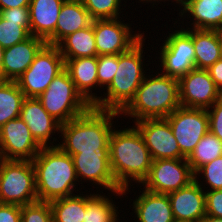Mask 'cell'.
I'll return each mask as SVG.
<instances>
[{
  "mask_svg": "<svg viewBox=\"0 0 222 222\" xmlns=\"http://www.w3.org/2000/svg\"><path fill=\"white\" fill-rule=\"evenodd\" d=\"M124 127L115 126L111 132L109 161L116 183L123 189V194L128 195L131 186L137 184L139 187L147 177L152 158L139 130L134 125Z\"/></svg>",
  "mask_w": 222,
  "mask_h": 222,
  "instance_id": "6da1fadb",
  "label": "cell"
},
{
  "mask_svg": "<svg viewBox=\"0 0 222 222\" xmlns=\"http://www.w3.org/2000/svg\"><path fill=\"white\" fill-rule=\"evenodd\" d=\"M119 118L120 112L91 106L82 115L61 124L58 147L71 156L109 148V138Z\"/></svg>",
  "mask_w": 222,
  "mask_h": 222,
  "instance_id": "7a4b0ae2",
  "label": "cell"
},
{
  "mask_svg": "<svg viewBox=\"0 0 222 222\" xmlns=\"http://www.w3.org/2000/svg\"><path fill=\"white\" fill-rule=\"evenodd\" d=\"M150 73H152L150 75ZM149 71L136 91L134 98L120 112L129 122L143 119L166 118L179 108V79ZM125 116V117H124ZM132 118V119H131Z\"/></svg>",
  "mask_w": 222,
  "mask_h": 222,
  "instance_id": "3957f363",
  "label": "cell"
},
{
  "mask_svg": "<svg viewBox=\"0 0 222 222\" xmlns=\"http://www.w3.org/2000/svg\"><path fill=\"white\" fill-rule=\"evenodd\" d=\"M32 164L38 201L50 202L72 196L83 188L79 186L78 189L79 181L71 155L63 152L58 146L42 147Z\"/></svg>",
  "mask_w": 222,
  "mask_h": 222,
  "instance_id": "277c9868",
  "label": "cell"
},
{
  "mask_svg": "<svg viewBox=\"0 0 222 222\" xmlns=\"http://www.w3.org/2000/svg\"><path fill=\"white\" fill-rule=\"evenodd\" d=\"M144 35L128 51L118 55V69L110 85L104 89L103 95L99 92L98 100L92 105L101 110L121 112L134 98L137 89L147 75L150 63L145 65ZM144 47V48H143ZM144 53V54H143ZM147 66V67H146ZM148 68V69H147ZM146 70V71H145ZM102 95V96H101Z\"/></svg>",
  "mask_w": 222,
  "mask_h": 222,
  "instance_id": "5b68a950",
  "label": "cell"
},
{
  "mask_svg": "<svg viewBox=\"0 0 222 222\" xmlns=\"http://www.w3.org/2000/svg\"><path fill=\"white\" fill-rule=\"evenodd\" d=\"M174 28H169L167 31L168 35H163L164 39H155L156 41H163L162 43L157 44L159 50L156 51L155 59L157 71L159 69L160 73L169 77L180 79L189 71L195 69V50L193 47L192 37L177 24L173 23ZM176 26V27H175ZM171 32V33H170ZM162 44V45H161ZM160 51V52H159ZM158 54V56H157ZM158 57V58H157ZM156 62H159L158 65Z\"/></svg>",
  "mask_w": 222,
  "mask_h": 222,
  "instance_id": "8992f818",
  "label": "cell"
},
{
  "mask_svg": "<svg viewBox=\"0 0 222 222\" xmlns=\"http://www.w3.org/2000/svg\"><path fill=\"white\" fill-rule=\"evenodd\" d=\"M37 201L32 161L0 158V203L23 206Z\"/></svg>",
  "mask_w": 222,
  "mask_h": 222,
  "instance_id": "52a82bcc",
  "label": "cell"
},
{
  "mask_svg": "<svg viewBox=\"0 0 222 222\" xmlns=\"http://www.w3.org/2000/svg\"><path fill=\"white\" fill-rule=\"evenodd\" d=\"M37 98L43 108L61 124L82 115L91 107L76 90L74 82L65 69Z\"/></svg>",
  "mask_w": 222,
  "mask_h": 222,
  "instance_id": "ba28073f",
  "label": "cell"
},
{
  "mask_svg": "<svg viewBox=\"0 0 222 222\" xmlns=\"http://www.w3.org/2000/svg\"><path fill=\"white\" fill-rule=\"evenodd\" d=\"M64 68L58 46L45 44L16 82L26 98H37Z\"/></svg>",
  "mask_w": 222,
  "mask_h": 222,
  "instance_id": "9c48e42d",
  "label": "cell"
},
{
  "mask_svg": "<svg viewBox=\"0 0 222 222\" xmlns=\"http://www.w3.org/2000/svg\"><path fill=\"white\" fill-rule=\"evenodd\" d=\"M186 158L152 160L147 177L140 184L144 189L169 194L189 185L195 180Z\"/></svg>",
  "mask_w": 222,
  "mask_h": 222,
  "instance_id": "30bf717a",
  "label": "cell"
},
{
  "mask_svg": "<svg viewBox=\"0 0 222 222\" xmlns=\"http://www.w3.org/2000/svg\"><path fill=\"white\" fill-rule=\"evenodd\" d=\"M126 15L125 20L116 19H94V36L97 49V56L99 55H119L128 51L134 46L143 36L144 31H133L131 28L133 23L129 21Z\"/></svg>",
  "mask_w": 222,
  "mask_h": 222,
  "instance_id": "8fae6325",
  "label": "cell"
},
{
  "mask_svg": "<svg viewBox=\"0 0 222 222\" xmlns=\"http://www.w3.org/2000/svg\"><path fill=\"white\" fill-rule=\"evenodd\" d=\"M165 119L172 128L180 152L186 158L209 131V118L206 109L180 106Z\"/></svg>",
  "mask_w": 222,
  "mask_h": 222,
  "instance_id": "7c38bea8",
  "label": "cell"
},
{
  "mask_svg": "<svg viewBox=\"0 0 222 222\" xmlns=\"http://www.w3.org/2000/svg\"><path fill=\"white\" fill-rule=\"evenodd\" d=\"M75 166L79 183L87 185L94 184L100 192L103 188L108 191H122L123 189L116 183L111 171L109 161V148H98L93 152H81L71 156ZM96 186V187H94ZM100 188V189H98Z\"/></svg>",
  "mask_w": 222,
  "mask_h": 222,
  "instance_id": "4fadbf2b",
  "label": "cell"
},
{
  "mask_svg": "<svg viewBox=\"0 0 222 222\" xmlns=\"http://www.w3.org/2000/svg\"><path fill=\"white\" fill-rule=\"evenodd\" d=\"M222 96L205 69H193L179 79V101L182 107L209 109Z\"/></svg>",
  "mask_w": 222,
  "mask_h": 222,
  "instance_id": "5bb4252c",
  "label": "cell"
},
{
  "mask_svg": "<svg viewBox=\"0 0 222 222\" xmlns=\"http://www.w3.org/2000/svg\"><path fill=\"white\" fill-rule=\"evenodd\" d=\"M41 148L21 117L9 120L0 128L1 159L32 161Z\"/></svg>",
  "mask_w": 222,
  "mask_h": 222,
  "instance_id": "9a60e30c",
  "label": "cell"
},
{
  "mask_svg": "<svg viewBox=\"0 0 222 222\" xmlns=\"http://www.w3.org/2000/svg\"><path fill=\"white\" fill-rule=\"evenodd\" d=\"M149 149L152 160L186 158L179 149L172 128L165 118L134 122Z\"/></svg>",
  "mask_w": 222,
  "mask_h": 222,
  "instance_id": "2e32d148",
  "label": "cell"
},
{
  "mask_svg": "<svg viewBox=\"0 0 222 222\" xmlns=\"http://www.w3.org/2000/svg\"><path fill=\"white\" fill-rule=\"evenodd\" d=\"M20 117L26 123L31 135L41 147L58 146L56 142H59V140L56 135L60 134L61 123L43 108L38 98L24 99Z\"/></svg>",
  "mask_w": 222,
  "mask_h": 222,
  "instance_id": "e0dca14e",
  "label": "cell"
},
{
  "mask_svg": "<svg viewBox=\"0 0 222 222\" xmlns=\"http://www.w3.org/2000/svg\"><path fill=\"white\" fill-rule=\"evenodd\" d=\"M178 13L179 18H172V21L178 19L175 23L182 24L179 25L181 28L186 26L189 29H222V0H186ZM185 18L191 19V22Z\"/></svg>",
  "mask_w": 222,
  "mask_h": 222,
  "instance_id": "ac0fdd59",
  "label": "cell"
},
{
  "mask_svg": "<svg viewBox=\"0 0 222 222\" xmlns=\"http://www.w3.org/2000/svg\"><path fill=\"white\" fill-rule=\"evenodd\" d=\"M167 195L176 222H199L206 215L205 191L196 180Z\"/></svg>",
  "mask_w": 222,
  "mask_h": 222,
  "instance_id": "d6986e66",
  "label": "cell"
},
{
  "mask_svg": "<svg viewBox=\"0 0 222 222\" xmlns=\"http://www.w3.org/2000/svg\"><path fill=\"white\" fill-rule=\"evenodd\" d=\"M45 44L43 39L31 35L26 40L5 48L1 80L16 81Z\"/></svg>",
  "mask_w": 222,
  "mask_h": 222,
  "instance_id": "ffe728a7",
  "label": "cell"
},
{
  "mask_svg": "<svg viewBox=\"0 0 222 222\" xmlns=\"http://www.w3.org/2000/svg\"><path fill=\"white\" fill-rule=\"evenodd\" d=\"M139 188V195L137 194L135 199H130L131 201L128 202L134 212L132 215L135 214L134 220L136 218L137 222H176L167 194L150 192L142 189L141 186Z\"/></svg>",
  "mask_w": 222,
  "mask_h": 222,
  "instance_id": "44dd1931",
  "label": "cell"
},
{
  "mask_svg": "<svg viewBox=\"0 0 222 222\" xmlns=\"http://www.w3.org/2000/svg\"><path fill=\"white\" fill-rule=\"evenodd\" d=\"M65 0H30V34L54 45V31Z\"/></svg>",
  "mask_w": 222,
  "mask_h": 222,
  "instance_id": "7402d4cb",
  "label": "cell"
},
{
  "mask_svg": "<svg viewBox=\"0 0 222 222\" xmlns=\"http://www.w3.org/2000/svg\"><path fill=\"white\" fill-rule=\"evenodd\" d=\"M64 69L69 73L76 90L92 106L99 98L97 93L93 92L99 89L97 56L67 59Z\"/></svg>",
  "mask_w": 222,
  "mask_h": 222,
  "instance_id": "603a6c76",
  "label": "cell"
},
{
  "mask_svg": "<svg viewBox=\"0 0 222 222\" xmlns=\"http://www.w3.org/2000/svg\"><path fill=\"white\" fill-rule=\"evenodd\" d=\"M92 21L82 0H65L54 31V45L57 46L68 35L88 27Z\"/></svg>",
  "mask_w": 222,
  "mask_h": 222,
  "instance_id": "cb8c5ba5",
  "label": "cell"
},
{
  "mask_svg": "<svg viewBox=\"0 0 222 222\" xmlns=\"http://www.w3.org/2000/svg\"><path fill=\"white\" fill-rule=\"evenodd\" d=\"M193 40L195 68L207 70L221 59L219 30L183 28Z\"/></svg>",
  "mask_w": 222,
  "mask_h": 222,
  "instance_id": "d4e9b609",
  "label": "cell"
},
{
  "mask_svg": "<svg viewBox=\"0 0 222 222\" xmlns=\"http://www.w3.org/2000/svg\"><path fill=\"white\" fill-rule=\"evenodd\" d=\"M100 193V194H99ZM111 193V195H109ZM106 193H103V190L100 192H94L87 193V205L85 210V216L83 222H122L120 218H123L121 214V217L119 216V206H116L115 200H112L115 196V198H122L128 197L124 196L123 191H111L108 192L106 196ZM113 194V195H112ZM112 197V198H111ZM121 220V221H118Z\"/></svg>",
  "mask_w": 222,
  "mask_h": 222,
  "instance_id": "484cf974",
  "label": "cell"
},
{
  "mask_svg": "<svg viewBox=\"0 0 222 222\" xmlns=\"http://www.w3.org/2000/svg\"><path fill=\"white\" fill-rule=\"evenodd\" d=\"M57 46L64 58V62L67 59L97 56L94 20L88 27L65 37Z\"/></svg>",
  "mask_w": 222,
  "mask_h": 222,
  "instance_id": "4316f807",
  "label": "cell"
},
{
  "mask_svg": "<svg viewBox=\"0 0 222 222\" xmlns=\"http://www.w3.org/2000/svg\"><path fill=\"white\" fill-rule=\"evenodd\" d=\"M84 193L50 201L53 222H83L87 205V193Z\"/></svg>",
  "mask_w": 222,
  "mask_h": 222,
  "instance_id": "83f0119b",
  "label": "cell"
},
{
  "mask_svg": "<svg viewBox=\"0 0 222 222\" xmlns=\"http://www.w3.org/2000/svg\"><path fill=\"white\" fill-rule=\"evenodd\" d=\"M25 98L16 81L0 80V128L9 120L20 117Z\"/></svg>",
  "mask_w": 222,
  "mask_h": 222,
  "instance_id": "f1b7e54d",
  "label": "cell"
},
{
  "mask_svg": "<svg viewBox=\"0 0 222 222\" xmlns=\"http://www.w3.org/2000/svg\"><path fill=\"white\" fill-rule=\"evenodd\" d=\"M220 156H222V141L208 131L186 159L195 173L204 164Z\"/></svg>",
  "mask_w": 222,
  "mask_h": 222,
  "instance_id": "f546056e",
  "label": "cell"
},
{
  "mask_svg": "<svg viewBox=\"0 0 222 222\" xmlns=\"http://www.w3.org/2000/svg\"><path fill=\"white\" fill-rule=\"evenodd\" d=\"M127 3L125 0H82L84 7L89 12L90 17L94 19H116L121 17H126L122 14L126 9L121 8L126 7ZM124 5V6H123ZM122 10V11H121ZM124 10V11H123Z\"/></svg>",
  "mask_w": 222,
  "mask_h": 222,
  "instance_id": "4dcf8cb0",
  "label": "cell"
},
{
  "mask_svg": "<svg viewBox=\"0 0 222 222\" xmlns=\"http://www.w3.org/2000/svg\"><path fill=\"white\" fill-rule=\"evenodd\" d=\"M194 175L197 183L203 190L205 189L204 191L222 190V156L204 164Z\"/></svg>",
  "mask_w": 222,
  "mask_h": 222,
  "instance_id": "1f68e13d",
  "label": "cell"
},
{
  "mask_svg": "<svg viewBox=\"0 0 222 222\" xmlns=\"http://www.w3.org/2000/svg\"><path fill=\"white\" fill-rule=\"evenodd\" d=\"M31 36L30 32L21 22L6 21L0 17V46L11 47Z\"/></svg>",
  "mask_w": 222,
  "mask_h": 222,
  "instance_id": "d6a6232c",
  "label": "cell"
},
{
  "mask_svg": "<svg viewBox=\"0 0 222 222\" xmlns=\"http://www.w3.org/2000/svg\"><path fill=\"white\" fill-rule=\"evenodd\" d=\"M118 69V55L97 56V79L99 89H106L112 82ZM105 87V88H104Z\"/></svg>",
  "mask_w": 222,
  "mask_h": 222,
  "instance_id": "836d02e7",
  "label": "cell"
},
{
  "mask_svg": "<svg viewBox=\"0 0 222 222\" xmlns=\"http://www.w3.org/2000/svg\"><path fill=\"white\" fill-rule=\"evenodd\" d=\"M21 222H53L50 203L37 201L21 206Z\"/></svg>",
  "mask_w": 222,
  "mask_h": 222,
  "instance_id": "e575fe53",
  "label": "cell"
},
{
  "mask_svg": "<svg viewBox=\"0 0 222 222\" xmlns=\"http://www.w3.org/2000/svg\"><path fill=\"white\" fill-rule=\"evenodd\" d=\"M209 131L222 141V97L207 109Z\"/></svg>",
  "mask_w": 222,
  "mask_h": 222,
  "instance_id": "d590c367",
  "label": "cell"
},
{
  "mask_svg": "<svg viewBox=\"0 0 222 222\" xmlns=\"http://www.w3.org/2000/svg\"><path fill=\"white\" fill-rule=\"evenodd\" d=\"M0 17L6 21L21 22V26L30 32L29 6L0 10Z\"/></svg>",
  "mask_w": 222,
  "mask_h": 222,
  "instance_id": "8d00e7d4",
  "label": "cell"
},
{
  "mask_svg": "<svg viewBox=\"0 0 222 222\" xmlns=\"http://www.w3.org/2000/svg\"><path fill=\"white\" fill-rule=\"evenodd\" d=\"M206 215L222 218V190L205 191Z\"/></svg>",
  "mask_w": 222,
  "mask_h": 222,
  "instance_id": "74e56055",
  "label": "cell"
},
{
  "mask_svg": "<svg viewBox=\"0 0 222 222\" xmlns=\"http://www.w3.org/2000/svg\"><path fill=\"white\" fill-rule=\"evenodd\" d=\"M0 222H21V206L0 203Z\"/></svg>",
  "mask_w": 222,
  "mask_h": 222,
  "instance_id": "f35d334b",
  "label": "cell"
},
{
  "mask_svg": "<svg viewBox=\"0 0 222 222\" xmlns=\"http://www.w3.org/2000/svg\"><path fill=\"white\" fill-rule=\"evenodd\" d=\"M218 90L222 93V58L207 69Z\"/></svg>",
  "mask_w": 222,
  "mask_h": 222,
  "instance_id": "ab89813d",
  "label": "cell"
},
{
  "mask_svg": "<svg viewBox=\"0 0 222 222\" xmlns=\"http://www.w3.org/2000/svg\"><path fill=\"white\" fill-rule=\"evenodd\" d=\"M169 1L171 2V3H169ZM185 1L186 0H136V3L138 2V3H141V4H144V5H147V4H149L150 3V6H148V7H152V8H154V6L156 5L157 7H158V5L160 4V5H162L163 6V4H162V2L164 3V6L166 5L165 3H167L168 2V4H167V6H169L170 4L172 5V3L174 4V6H175V8H174V11L176 10V7H177V11H179L180 12V9L182 10V8L184 7V4H185ZM158 3V4H157ZM153 4V5H152ZM176 4V5H175ZM152 5V6H151ZM179 6V7H178ZM182 6V7H181ZM179 9V10H178Z\"/></svg>",
  "mask_w": 222,
  "mask_h": 222,
  "instance_id": "60d3db41",
  "label": "cell"
},
{
  "mask_svg": "<svg viewBox=\"0 0 222 222\" xmlns=\"http://www.w3.org/2000/svg\"><path fill=\"white\" fill-rule=\"evenodd\" d=\"M30 0H0V10L29 6Z\"/></svg>",
  "mask_w": 222,
  "mask_h": 222,
  "instance_id": "b9f144b4",
  "label": "cell"
},
{
  "mask_svg": "<svg viewBox=\"0 0 222 222\" xmlns=\"http://www.w3.org/2000/svg\"><path fill=\"white\" fill-rule=\"evenodd\" d=\"M199 222H222V218L205 215Z\"/></svg>",
  "mask_w": 222,
  "mask_h": 222,
  "instance_id": "7bdbcfd3",
  "label": "cell"
},
{
  "mask_svg": "<svg viewBox=\"0 0 222 222\" xmlns=\"http://www.w3.org/2000/svg\"><path fill=\"white\" fill-rule=\"evenodd\" d=\"M4 51L5 49L0 46V80H1V71H2V66H3Z\"/></svg>",
  "mask_w": 222,
  "mask_h": 222,
  "instance_id": "ee69618b",
  "label": "cell"
},
{
  "mask_svg": "<svg viewBox=\"0 0 222 222\" xmlns=\"http://www.w3.org/2000/svg\"><path fill=\"white\" fill-rule=\"evenodd\" d=\"M219 41L221 46V57H222V29H219Z\"/></svg>",
  "mask_w": 222,
  "mask_h": 222,
  "instance_id": "f6af8a7d",
  "label": "cell"
}]
</instances>
